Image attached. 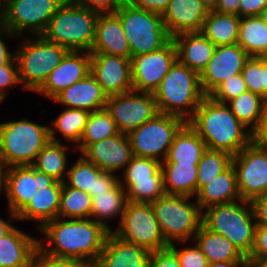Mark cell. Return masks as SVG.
Returning a JSON list of instances; mask_svg holds the SVG:
<instances>
[{
    "mask_svg": "<svg viewBox=\"0 0 267 267\" xmlns=\"http://www.w3.org/2000/svg\"><path fill=\"white\" fill-rule=\"evenodd\" d=\"M39 230L48 241V246L39 239L37 254L73 258L93 264L110 232L92 218L66 220L59 217L47 222Z\"/></svg>",
    "mask_w": 267,
    "mask_h": 267,
    "instance_id": "obj_1",
    "label": "cell"
},
{
    "mask_svg": "<svg viewBox=\"0 0 267 267\" xmlns=\"http://www.w3.org/2000/svg\"><path fill=\"white\" fill-rule=\"evenodd\" d=\"M189 126L203 139L208 149L238 154L253 140V133L231 112L228 105L205 96Z\"/></svg>",
    "mask_w": 267,
    "mask_h": 267,
    "instance_id": "obj_2",
    "label": "cell"
},
{
    "mask_svg": "<svg viewBox=\"0 0 267 267\" xmlns=\"http://www.w3.org/2000/svg\"><path fill=\"white\" fill-rule=\"evenodd\" d=\"M99 13L66 0L56 11L41 36L68 51L91 53Z\"/></svg>",
    "mask_w": 267,
    "mask_h": 267,
    "instance_id": "obj_3",
    "label": "cell"
},
{
    "mask_svg": "<svg viewBox=\"0 0 267 267\" xmlns=\"http://www.w3.org/2000/svg\"><path fill=\"white\" fill-rule=\"evenodd\" d=\"M159 113L175 115L186 122L193 116L206 96L199 73L178 59L153 93Z\"/></svg>",
    "mask_w": 267,
    "mask_h": 267,
    "instance_id": "obj_4",
    "label": "cell"
},
{
    "mask_svg": "<svg viewBox=\"0 0 267 267\" xmlns=\"http://www.w3.org/2000/svg\"><path fill=\"white\" fill-rule=\"evenodd\" d=\"M202 224L228 238L245 257L250 255L257 225L251 201L238 200L210 206L203 210Z\"/></svg>",
    "mask_w": 267,
    "mask_h": 267,
    "instance_id": "obj_5",
    "label": "cell"
},
{
    "mask_svg": "<svg viewBox=\"0 0 267 267\" xmlns=\"http://www.w3.org/2000/svg\"><path fill=\"white\" fill-rule=\"evenodd\" d=\"M193 197L164 194L151 203L161 232L170 245L184 244L194 238L202 225L203 211Z\"/></svg>",
    "mask_w": 267,
    "mask_h": 267,
    "instance_id": "obj_6",
    "label": "cell"
},
{
    "mask_svg": "<svg viewBox=\"0 0 267 267\" xmlns=\"http://www.w3.org/2000/svg\"><path fill=\"white\" fill-rule=\"evenodd\" d=\"M50 126L22 118L0 123V156L11 166L32 165L50 141Z\"/></svg>",
    "mask_w": 267,
    "mask_h": 267,
    "instance_id": "obj_7",
    "label": "cell"
},
{
    "mask_svg": "<svg viewBox=\"0 0 267 267\" xmlns=\"http://www.w3.org/2000/svg\"><path fill=\"white\" fill-rule=\"evenodd\" d=\"M33 38H24L21 43L23 45L20 44L15 52V58L22 89L36 92L50 72L60 64L68 50L57 43L47 41L41 35Z\"/></svg>",
    "mask_w": 267,
    "mask_h": 267,
    "instance_id": "obj_8",
    "label": "cell"
},
{
    "mask_svg": "<svg viewBox=\"0 0 267 267\" xmlns=\"http://www.w3.org/2000/svg\"><path fill=\"white\" fill-rule=\"evenodd\" d=\"M115 14L122 23L131 57L158 50L172 39L160 14L135 8L126 1Z\"/></svg>",
    "mask_w": 267,
    "mask_h": 267,
    "instance_id": "obj_9",
    "label": "cell"
},
{
    "mask_svg": "<svg viewBox=\"0 0 267 267\" xmlns=\"http://www.w3.org/2000/svg\"><path fill=\"white\" fill-rule=\"evenodd\" d=\"M186 123L178 116L158 113L127 134L133 155L164 161L175 135Z\"/></svg>",
    "mask_w": 267,
    "mask_h": 267,
    "instance_id": "obj_10",
    "label": "cell"
},
{
    "mask_svg": "<svg viewBox=\"0 0 267 267\" xmlns=\"http://www.w3.org/2000/svg\"><path fill=\"white\" fill-rule=\"evenodd\" d=\"M113 231L123 240L154 252L169 246L166 242L151 203L127 201L123 217Z\"/></svg>",
    "mask_w": 267,
    "mask_h": 267,
    "instance_id": "obj_11",
    "label": "cell"
},
{
    "mask_svg": "<svg viewBox=\"0 0 267 267\" xmlns=\"http://www.w3.org/2000/svg\"><path fill=\"white\" fill-rule=\"evenodd\" d=\"M119 184L126 191L127 201L152 203L165 194L161 162L133 156L123 170Z\"/></svg>",
    "mask_w": 267,
    "mask_h": 267,
    "instance_id": "obj_12",
    "label": "cell"
},
{
    "mask_svg": "<svg viewBox=\"0 0 267 267\" xmlns=\"http://www.w3.org/2000/svg\"><path fill=\"white\" fill-rule=\"evenodd\" d=\"M66 0H6L0 23L17 36L24 31L41 35Z\"/></svg>",
    "mask_w": 267,
    "mask_h": 267,
    "instance_id": "obj_13",
    "label": "cell"
},
{
    "mask_svg": "<svg viewBox=\"0 0 267 267\" xmlns=\"http://www.w3.org/2000/svg\"><path fill=\"white\" fill-rule=\"evenodd\" d=\"M242 200L252 201L267 194V147L253 140L232 157Z\"/></svg>",
    "mask_w": 267,
    "mask_h": 267,
    "instance_id": "obj_14",
    "label": "cell"
},
{
    "mask_svg": "<svg viewBox=\"0 0 267 267\" xmlns=\"http://www.w3.org/2000/svg\"><path fill=\"white\" fill-rule=\"evenodd\" d=\"M105 108L123 134L137 129L159 113L153 93L134 90L108 96Z\"/></svg>",
    "mask_w": 267,
    "mask_h": 267,
    "instance_id": "obj_15",
    "label": "cell"
},
{
    "mask_svg": "<svg viewBox=\"0 0 267 267\" xmlns=\"http://www.w3.org/2000/svg\"><path fill=\"white\" fill-rule=\"evenodd\" d=\"M176 60L177 48L173 39L158 50L132 56L133 90L154 93Z\"/></svg>",
    "mask_w": 267,
    "mask_h": 267,
    "instance_id": "obj_16",
    "label": "cell"
},
{
    "mask_svg": "<svg viewBox=\"0 0 267 267\" xmlns=\"http://www.w3.org/2000/svg\"><path fill=\"white\" fill-rule=\"evenodd\" d=\"M56 181L53 177L34 169L32 165L9 167L5 194L10 218L18 220L17 214L31 198L41 191L48 190Z\"/></svg>",
    "mask_w": 267,
    "mask_h": 267,
    "instance_id": "obj_17",
    "label": "cell"
},
{
    "mask_svg": "<svg viewBox=\"0 0 267 267\" xmlns=\"http://www.w3.org/2000/svg\"><path fill=\"white\" fill-rule=\"evenodd\" d=\"M249 57L238 43L216 46L213 57L199 74L204 94L208 96L223 81L240 74Z\"/></svg>",
    "mask_w": 267,
    "mask_h": 267,
    "instance_id": "obj_18",
    "label": "cell"
},
{
    "mask_svg": "<svg viewBox=\"0 0 267 267\" xmlns=\"http://www.w3.org/2000/svg\"><path fill=\"white\" fill-rule=\"evenodd\" d=\"M90 54V72L107 96L133 90L130 59L105 53Z\"/></svg>",
    "mask_w": 267,
    "mask_h": 267,
    "instance_id": "obj_19",
    "label": "cell"
},
{
    "mask_svg": "<svg viewBox=\"0 0 267 267\" xmlns=\"http://www.w3.org/2000/svg\"><path fill=\"white\" fill-rule=\"evenodd\" d=\"M91 70V54L84 51H68L36 91L53 100L70 85L84 79Z\"/></svg>",
    "mask_w": 267,
    "mask_h": 267,
    "instance_id": "obj_20",
    "label": "cell"
},
{
    "mask_svg": "<svg viewBox=\"0 0 267 267\" xmlns=\"http://www.w3.org/2000/svg\"><path fill=\"white\" fill-rule=\"evenodd\" d=\"M81 155L110 173L124 170L134 156L129 138L123 133L90 144Z\"/></svg>",
    "mask_w": 267,
    "mask_h": 267,
    "instance_id": "obj_21",
    "label": "cell"
},
{
    "mask_svg": "<svg viewBox=\"0 0 267 267\" xmlns=\"http://www.w3.org/2000/svg\"><path fill=\"white\" fill-rule=\"evenodd\" d=\"M200 0H170L162 19L169 35L185 32H201L208 15Z\"/></svg>",
    "mask_w": 267,
    "mask_h": 267,
    "instance_id": "obj_22",
    "label": "cell"
},
{
    "mask_svg": "<svg viewBox=\"0 0 267 267\" xmlns=\"http://www.w3.org/2000/svg\"><path fill=\"white\" fill-rule=\"evenodd\" d=\"M151 252L109 232L94 267H148Z\"/></svg>",
    "mask_w": 267,
    "mask_h": 267,
    "instance_id": "obj_23",
    "label": "cell"
},
{
    "mask_svg": "<svg viewBox=\"0 0 267 267\" xmlns=\"http://www.w3.org/2000/svg\"><path fill=\"white\" fill-rule=\"evenodd\" d=\"M107 98V94L90 72L84 79L60 92L53 101L67 108L94 112L105 108Z\"/></svg>",
    "mask_w": 267,
    "mask_h": 267,
    "instance_id": "obj_24",
    "label": "cell"
},
{
    "mask_svg": "<svg viewBox=\"0 0 267 267\" xmlns=\"http://www.w3.org/2000/svg\"><path fill=\"white\" fill-rule=\"evenodd\" d=\"M91 53H105L131 60V48L120 18L115 13L99 14Z\"/></svg>",
    "mask_w": 267,
    "mask_h": 267,
    "instance_id": "obj_25",
    "label": "cell"
},
{
    "mask_svg": "<svg viewBox=\"0 0 267 267\" xmlns=\"http://www.w3.org/2000/svg\"><path fill=\"white\" fill-rule=\"evenodd\" d=\"M17 227L0 238V266L34 267L39 239Z\"/></svg>",
    "mask_w": 267,
    "mask_h": 267,
    "instance_id": "obj_26",
    "label": "cell"
},
{
    "mask_svg": "<svg viewBox=\"0 0 267 267\" xmlns=\"http://www.w3.org/2000/svg\"><path fill=\"white\" fill-rule=\"evenodd\" d=\"M177 59L190 69L201 73L213 57L216 46L201 32H185L173 38Z\"/></svg>",
    "mask_w": 267,
    "mask_h": 267,
    "instance_id": "obj_27",
    "label": "cell"
},
{
    "mask_svg": "<svg viewBox=\"0 0 267 267\" xmlns=\"http://www.w3.org/2000/svg\"><path fill=\"white\" fill-rule=\"evenodd\" d=\"M195 198L202 211L216 204H226L242 200L233 165L231 164L225 171L205 185Z\"/></svg>",
    "mask_w": 267,
    "mask_h": 267,
    "instance_id": "obj_28",
    "label": "cell"
},
{
    "mask_svg": "<svg viewBox=\"0 0 267 267\" xmlns=\"http://www.w3.org/2000/svg\"><path fill=\"white\" fill-rule=\"evenodd\" d=\"M61 192L62 182L56 181L48 190L37 193L17 214L18 220H35L40 225L37 228L41 229L47 222L58 218Z\"/></svg>",
    "mask_w": 267,
    "mask_h": 267,
    "instance_id": "obj_29",
    "label": "cell"
},
{
    "mask_svg": "<svg viewBox=\"0 0 267 267\" xmlns=\"http://www.w3.org/2000/svg\"><path fill=\"white\" fill-rule=\"evenodd\" d=\"M194 241L209 263L241 262L246 258L228 238L210 231L203 224L194 235Z\"/></svg>",
    "mask_w": 267,
    "mask_h": 267,
    "instance_id": "obj_30",
    "label": "cell"
},
{
    "mask_svg": "<svg viewBox=\"0 0 267 267\" xmlns=\"http://www.w3.org/2000/svg\"><path fill=\"white\" fill-rule=\"evenodd\" d=\"M206 149L203 139L186 123L175 135L161 164H198Z\"/></svg>",
    "mask_w": 267,
    "mask_h": 267,
    "instance_id": "obj_31",
    "label": "cell"
},
{
    "mask_svg": "<svg viewBox=\"0 0 267 267\" xmlns=\"http://www.w3.org/2000/svg\"><path fill=\"white\" fill-rule=\"evenodd\" d=\"M89 194L92 197L91 217L110 232L113 231L107 223V219H114L116 216H120L119 222H121L127 203L126 191L118 181L108 191Z\"/></svg>",
    "mask_w": 267,
    "mask_h": 267,
    "instance_id": "obj_32",
    "label": "cell"
},
{
    "mask_svg": "<svg viewBox=\"0 0 267 267\" xmlns=\"http://www.w3.org/2000/svg\"><path fill=\"white\" fill-rule=\"evenodd\" d=\"M198 164H161L165 194L196 196Z\"/></svg>",
    "mask_w": 267,
    "mask_h": 267,
    "instance_id": "obj_33",
    "label": "cell"
},
{
    "mask_svg": "<svg viewBox=\"0 0 267 267\" xmlns=\"http://www.w3.org/2000/svg\"><path fill=\"white\" fill-rule=\"evenodd\" d=\"M241 18L235 14L209 11L201 33L215 46L235 44L239 37Z\"/></svg>",
    "mask_w": 267,
    "mask_h": 267,
    "instance_id": "obj_34",
    "label": "cell"
},
{
    "mask_svg": "<svg viewBox=\"0 0 267 267\" xmlns=\"http://www.w3.org/2000/svg\"><path fill=\"white\" fill-rule=\"evenodd\" d=\"M237 43L250 57H266L267 24L260 16L241 18Z\"/></svg>",
    "mask_w": 267,
    "mask_h": 267,
    "instance_id": "obj_35",
    "label": "cell"
},
{
    "mask_svg": "<svg viewBox=\"0 0 267 267\" xmlns=\"http://www.w3.org/2000/svg\"><path fill=\"white\" fill-rule=\"evenodd\" d=\"M91 112L81 109L65 108L59 116L51 123L49 127L50 141L61 142L56 138V133H61L66 141L75 142L76 145L80 142L81 136L87 124Z\"/></svg>",
    "mask_w": 267,
    "mask_h": 267,
    "instance_id": "obj_36",
    "label": "cell"
},
{
    "mask_svg": "<svg viewBox=\"0 0 267 267\" xmlns=\"http://www.w3.org/2000/svg\"><path fill=\"white\" fill-rule=\"evenodd\" d=\"M67 146L62 142L49 141L37 154L32 167L55 180L64 182L67 175Z\"/></svg>",
    "mask_w": 267,
    "mask_h": 267,
    "instance_id": "obj_37",
    "label": "cell"
},
{
    "mask_svg": "<svg viewBox=\"0 0 267 267\" xmlns=\"http://www.w3.org/2000/svg\"><path fill=\"white\" fill-rule=\"evenodd\" d=\"M119 133L116 122L106 108L91 112L75 149L82 153L90 144Z\"/></svg>",
    "mask_w": 267,
    "mask_h": 267,
    "instance_id": "obj_38",
    "label": "cell"
},
{
    "mask_svg": "<svg viewBox=\"0 0 267 267\" xmlns=\"http://www.w3.org/2000/svg\"><path fill=\"white\" fill-rule=\"evenodd\" d=\"M264 100L260 95L246 91L226 105H229L236 118L253 133L260 125Z\"/></svg>",
    "mask_w": 267,
    "mask_h": 267,
    "instance_id": "obj_39",
    "label": "cell"
},
{
    "mask_svg": "<svg viewBox=\"0 0 267 267\" xmlns=\"http://www.w3.org/2000/svg\"><path fill=\"white\" fill-rule=\"evenodd\" d=\"M92 197L89 193L67 186L62 182L59 218H91Z\"/></svg>",
    "mask_w": 267,
    "mask_h": 267,
    "instance_id": "obj_40",
    "label": "cell"
},
{
    "mask_svg": "<svg viewBox=\"0 0 267 267\" xmlns=\"http://www.w3.org/2000/svg\"><path fill=\"white\" fill-rule=\"evenodd\" d=\"M230 154L212 149H206L198 163L197 170V193L220 173L225 171L232 164Z\"/></svg>",
    "mask_w": 267,
    "mask_h": 267,
    "instance_id": "obj_41",
    "label": "cell"
},
{
    "mask_svg": "<svg viewBox=\"0 0 267 267\" xmlns=\"http://www.w3.org/2000/svg\"><path fill=\"white\" fill-rule=\"evenodd\" d=\"M102 172L82 155L68 169L64 183L86 193H95L96 179Z\"/></svg>",
    "mask_w": 267,
    "mask_h": 267,
    "instance_id": "obj_42",
    "label": "cell"
},
{
    "mask_svg": "<svg viewBox=\"0 0 267 267\" xmlns=\"http://www.w3.org/2000/svg\"><path fill=\"white\" fill-rule=\"evenodd\" d=\"M241 74L248 91L264 98V57H249Z\"/></svg>",
    "mask_w": 267,
    "mask_h": 267,
    "instance_id": "obj_43",
    "label": "cell"
},
{
    "mask_svg": "<svg viewBox=\"0 0 267 267\" xmlns=\"http://www.w3.org/2000/svg\"><path fill=\"white\" fill-rule=\"evenodd\" d=\"M246 91H248V89L240 73L223 81L208 96L216 102L226 104L228 101Z\"/></svg>",
    "mask_w": 267,
    "mask_h": 267,
    "instance_id": "obj_44",
    "label": "cell"
},
{
    "mask_svg": "<svg viewBox=\"0 0 267 267\" xmlns=\"http://www.w3.org/2000/svg\"><path fill=\"white\" fill-rule=\"evenodd\" d=\"M169 247L177 254L181 267H208V259L195 242L193 246H185L181 249H178L175 243L170 244Z\"/></svg>",
    "mask_w": 267,
    "mask_h": 267,
    "instance_id": "obj_45",
    "label": "cell"
},
{
    "mask_svg": "<svg viewBox=\"0 0 267 267\" xmlns=\"http://www.w3.org/2000/svg\"><path fill=\"white\" fill-rule=\"evenodd\" d=\"M34 267H94V264L73 258L57 257L50 254H37Z\"/></svg>",
    "mask_w": 267,
    "mask_h": 267,
    "instance_id": "obj_46",
    "label": "cell"
},
{
    "mask_svg": "<svg viewBox=\"0 0 267 267\" xmlns=\"http://www.w3.org/2000/svg\"><path fill=\"white\" fill-rule=\"evenodd\" d=\"M20 85L18 77V65L16 58L10 63L0 65V102L4 100L7 95V88Z\"/></svg>",
    "mask_w": 267,
    "mask_h": 267,
    "instance_id": "obj_47",
    "label": "cell"
},
{
    "mask_svg": "<svg viewBox=\"0 0 267 267\" xmlns=\"http://www.w3.org/2000/svg\"><path fill=\"white\" fill-rule=\"evenodd\" d=\"M148 267H181L177 254L168 246L151 252Z\"/></svg>",
    "mask_w": 267,
    "mask_h": 267,
    "instance_id": "obj_48",
    "label": "cell"
},
{
    "mask_svg": "<svg viewBox=\"0 0 267 267\" xmlns=\"http://www.w3.org/2000/svg\"><path fill=\"white\" fill-rule=\"evenodd\" d=\"M75 3L86 7L99 14L115 13L126 0H73Z\"/></svg>",
    "mask_w": 267,
    "mask_h": 267,
    "instance_id": "obj_49",
    "label": "cell"
},
{
    "mask_svg": "<svg viewBox=\"0 0 267 267\" xmlns=\"http://www.w3.org/2000/svg\"><path fill=\"white\" fill-rule=\"evenodd\" d=\"M249 259L267 258V226L256 225L254 245Z\"/></svg>",
    "mask_w": 267,
    "mask_h": 267,
    "instance_id": "obj_50",
    "label": "cell"
},
{
    "mask_svg": "<svg viewBox=\"0 0 267 267\" xmlns=\"http://www.w3.org/2000/svg\"><path fill=\"white\" fill-rule=\"evenodd\" d=\"M126 2L135 8L163 15L170 0H126Z\"/></svg>",
    "mask_w": 267,
    "mask_h": 267,
    "instance_id": "obj_51",
    "label": "cell"
},
{
    "mask_svg": "<svg viewBox=\"0 0 267 267\" xmlns=\"http://www.w3.org/2000/svg\"><path fill=\"white\" fill-rule=\"evenodd\" d=\"M266 5L267 0H241L238 16L240 18L259 16Z\"/></svg>",
    "mask_w": 267,
    "mask_h": 267,
    "instance_id": "obj_52",
    "label": "cell"
},
{
    "mask_svg": "<svg viewBox=\"0 0 267 267\" xmlns=\"http://www.w3.org/2000/svg\"><path fill=\"white\" fill-rule=\"evenodd\" d=\"M251 203L256 224L267 226V194L254 198Z\"/></svg>",
    "mask_w": 267,
    "mask_h": 267,
    "instance_id": "obj_53",
    "label": "cell"
},
{
    "mask_svg": "<svg viewBox=\"0 0 267 267\" xmlns=\"http://www.w3.org/2000/svg\"><path fill=\"white\" fill-rule=\"evenodd\" d=\"M0 35H6L7 38L18 37L15 33L0 23ZM0 36V65L8 64L15 58V53H10L7 44L3 42V36Z\"/></svg>",
    "mask_w": 267,
    "mask_h": 267,
    "instance_id": "obj_54",
    "label": "cell"
},
{
    "mask_svg": "<svg viewBox=\"0 0 267 267\" xmlns=\"http://www.w3.org/2000/svg\"><path fill=\"white\" fill-rule=\"evenodd\" d=\"M253 141L267 147V99L264 100L260 125L253 132Z\"/></svg>",
    "mask_w": 267,
    "mask_h": 267,
    "instance_id": "obj_55",
    "label": "cell"
},
{
    "mask_svg": "<svg viewBox=\"0 0 267 267\" xmlns=\"http://www.w3.org/2000/svg\"><path fill=\"white\" fill-rule=\"evenodd\" d=\"M114 174L103 171L96 179L95 193L110 190L119 181V176Z\"/></svg>",
    "mask_w": 267,
    "mask_h": 267,
    "instance_id": "obj_56",
    "label": "cell"
},
{
    "mask_svg": "<svg viewBox=\"0 0 267 267\" xmlns=\"http://www.w3.org/2000/svg\"><path fill=\"white\" fill-rule=\"evenodd\" d=\"M241 0H219L214 11L238 16Z\"/></svg>",
    "mask_w": 267,
    "mask_h": 267,
    "instance_id": "obj_57",
    "label": "cell"
},
{
    "mask_svg": "<svg viewBox=\"0 0 267 267\" xmlns=\"http://www.w3.org/2000/svg\"><path fill=\"white\" fill-rule=\"evenodd\" d=\"M8 168L9 166L6 164L4 159L0 156V193L3 191L6 192Z\"/></svg>",
    "mask_w": 267,
    "mask_h": 267,
    "instance_id": "obj_58",
    "label": "cell"
},
{
    "mask_svg": "<svg viewBox=\"0 0 267 267\" xmlns=\"http://www.w3.org/2000/svg\"><path fill=\"white\" fill-rule=\"evenodd\" d=\"M15 226L0 216V238L8 234Z\"/></svg>",
    "mask_w": 267,
    "mask_h": 267,
    "instance_id": "obj_59",
    "label": "cell"
},
{
    "mask_svg": "<svg viewBox=\"0 0 267 267\" xmlns=\"http://www.w3.org/2000/svg\"><path fill=\"white\" fill-rule=\"evenodd\" d=\"M240 262H213L208 267H237Z\"/></svg>",
    "mask_w": 267,
    "mask_h": 267,
    "instance_id": "obj_60",
    "label": "cell"
},
{
    "mask_svg": "<svg viewBox=\"0 0 267 267\" xmlns=\"http://www.w3.org/2000/svg\"><path fill=\"white\" fill-rule=\"evenodd\" d=\"M208 11H214L219 0H200Z\"/></svg>",
    "mask_w": 267,
    "mask_h": 267,
    "instance_id": "obj_61",
    "label": "cell"
},
{
    "mask_svg": "<svg viewBox=\"0 0 267 267\" xmlns=\"http://www.w3.org/2000/svg\"><path fill=\"white\" fill-rule=\"evenodd\" d=\"M237 267H258L257 263L254 260H251L249 258H245L242 260Z\"/></svg>",
    "mask_w": 267,
    "mask_h": 267,
    "instance_id": "obj_62",
    "label": "cell"
},
{
    "mask_svg": "<svg viewBox=\"0 0 267 267\" xmlns=\"http://www.w3.org/2000/svg\"><path fill=\"white\" fill-rule=\"evenodd\" d=\"M264 99H267V56L264 57Z\"/></svg>",
    "mask_w": 267,
    "mask_h": 267,
    "instance_id": "obj_63",
    "label": "cell"
},
{
    "mask_svg": "<svg viewBox=\"0 0 267 267\" xmlns=\"http://www.w3.org/2000/svg\"><path fill=\"white\" fill-rule=\"evenodd\" d=\"M254 260L258 267H267V258H261V259H251Z\"/></svg>",
    "mask_w": 267,
    "mask_h": 267,
    "instance_id": "obj_64",
    "label": "cell"
},
{
    "mask_svg": "<svg viewBox=\"0 0 267 267\" xmlns=\"http://www.w3.org/2000/svg\"><path fill=\"white\" fill-rule=\"evenodd\" d=\"M260 18L263 20L265 24H267V5L264 7V9L260 13Z\"/></svg>",
    "mask_w": 267,
    "mask_h": 267,
    "instance_id": "obj_65",
    "label": "cell"
},
{
    "mask_svg": "<svg viewBox=\"0 0 267 267\" xmlns=\"http://www.w3.org/2000/svg\"><path fill=\"white\" fill-rule=\"evenodd\" d=\"M5 1L6 0H0V19L2 18L5 11Z\"/></svg>",
    "mask_w": 267,
    "mask_h": 267,
    "instance_id": "obj_66",
    "label": "cell"
}]
</instances>
